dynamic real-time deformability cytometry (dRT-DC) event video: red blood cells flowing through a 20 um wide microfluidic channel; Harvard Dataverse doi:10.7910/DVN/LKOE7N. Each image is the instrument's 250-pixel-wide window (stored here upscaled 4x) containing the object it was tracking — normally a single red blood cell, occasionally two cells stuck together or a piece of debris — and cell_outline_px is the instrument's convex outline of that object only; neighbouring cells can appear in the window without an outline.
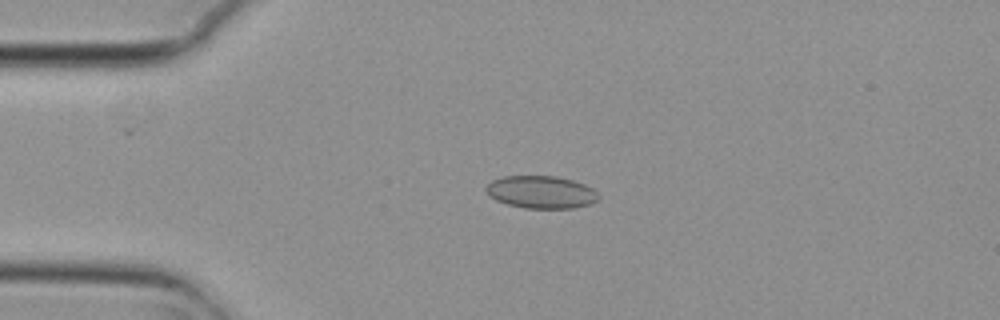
{"species": "common noctule bat (a hibernating species)", "species_latin": "Nyctalus noctula", "temperature_condition": "cold", "stored_images_in_passage": 4, "camera_frame_rate_fps": 3000, "um_per_image_px": 0.085, "animal": {"sex": "female", "body_mass_g": 29.2, "forearm_length_mm": 56.3}, "frame": {"image": 1, "passage_image": 3, "time_ms": 0.667, "image_size_px": [1000, 320], "cell_outline_px": [[600, 196], [592, 204], [576, 208], [524, 208], [508, 204], [496, 200], [488, 196], [484, 188], [492, 180], [504, 176], [556, 176], [572, 180], [584, 184], [592, 188]], "centroid_in_image_um": [45.99, 16.33], "position_along_channel_um": 39.0, "area_um2": 21.44}}